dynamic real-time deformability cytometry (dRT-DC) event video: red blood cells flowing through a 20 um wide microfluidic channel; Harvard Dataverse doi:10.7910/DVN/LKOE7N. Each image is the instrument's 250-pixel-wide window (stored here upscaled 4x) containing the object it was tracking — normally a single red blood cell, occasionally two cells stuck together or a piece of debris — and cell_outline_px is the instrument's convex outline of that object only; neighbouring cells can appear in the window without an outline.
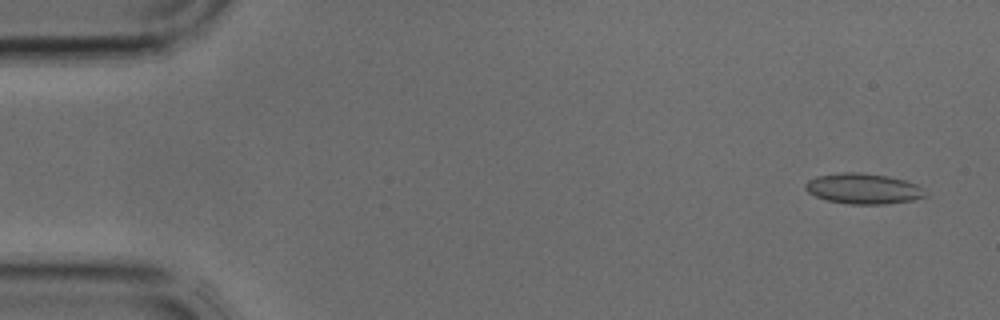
{"species": "common noctule bat (a hibernating species)", "species_latin": "Nyctalus noctula", "temperature_condition": "cold", "stored_images_in_passage": 2, "segment_of_instrument_passage": [2, 2], "camera_frame_rate_fps": 3000, "um_per_image_px": 0.085, "animal": {"sex": "male", "body_mass_g": 17.9, "forearm_length_mm": 54.2}, "frame": {"image": 1, "passage_image": 2, "time_ms": 0.333, "image_size_px": [1000, 320], "cell_outline_px": [[928, 196], [912, 200], [884, 204], [848, 204], [828, 200], [816, 196], [808, 192], [804, 188], [804, 184], [808, 180], [816, 176], [844, 172], [860, 172], [888, 176], [904, 180], [916, 184], [924, 188]], "centroid_in_image_um": [73.39, 16.03], "position_along_channel_um": 11.6, "area_um2": 21.39}}